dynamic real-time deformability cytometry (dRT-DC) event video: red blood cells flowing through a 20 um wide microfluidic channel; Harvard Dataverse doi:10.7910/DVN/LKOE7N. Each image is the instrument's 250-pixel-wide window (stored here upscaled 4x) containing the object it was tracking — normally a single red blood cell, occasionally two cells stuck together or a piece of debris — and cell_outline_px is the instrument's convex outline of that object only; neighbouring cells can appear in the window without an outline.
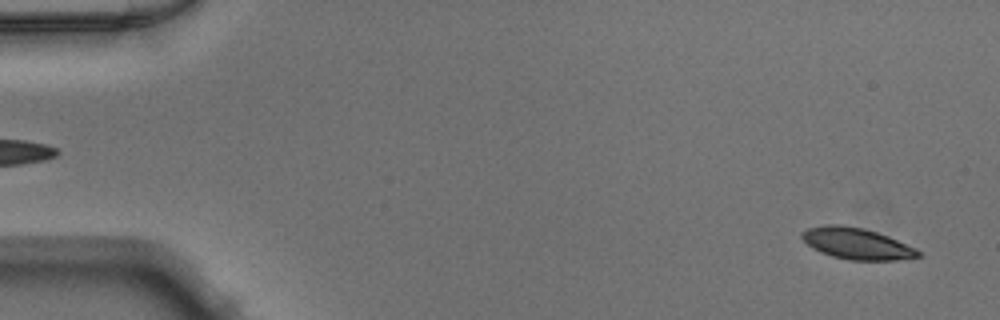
{"species": "Egyptian fruit bat (a non-hibernating species)", "species_latin": "Rousettus aegyptiacus", "temperature_condition": "warm", "stored_images_in_passage": 49, "camera_frame_rate_fps": 3000, "um_per_image_px": 0.085, "animal": {"sex": "male"}, "frame": {"image": 1, "passage_image": 2, "time_ms": 0.333, "image_size_px": [1000, 320], "cell_outline_px": [[924, 256], [896, 260], [848, 260], [832, 256], [812, 248], [800, 236], [800, 232], [808, 228], [824, 224], [840, 224], [864, 228], [888, 236], [916, 248]], "centroid_in_image_um": [72.82, 20.7], "position_along_channel_um": 12.2, "area_um2": 21.33}}
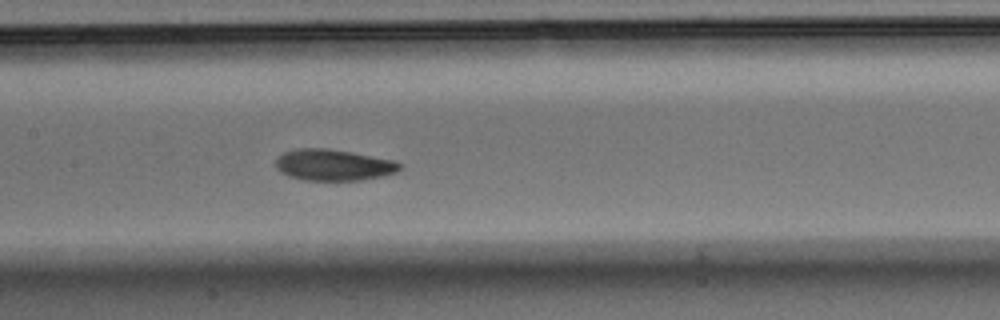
{"frame": {"image": 2, "passage_image": 24, "time_ms": 7.667, "image_size_px": [1000, 320], "cell_outline_px": [[404, 168], [396, 172], [384, 176], [360, 180], [304, 180], [288, 176], [280, 172], [276, 168], [276, 160], [284, 152], [300, 148], [328, 148], [352, 152], [396, 160], [404, 164]], "centroid_in_image_um": [28.41, 14.02], "position_along_channel_um": 179.0, "area_um2": 22.89}}
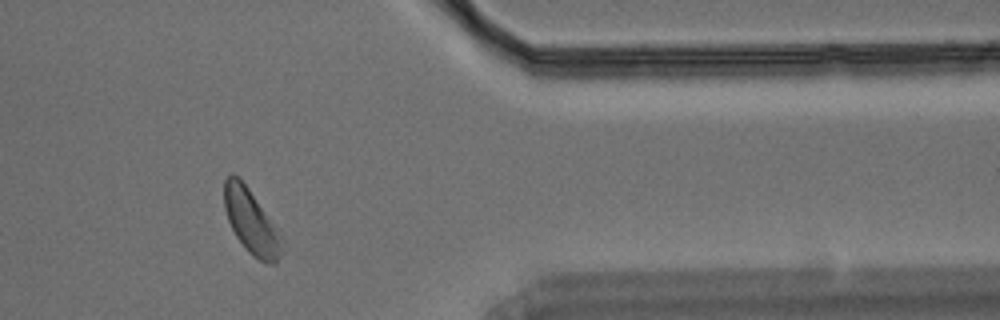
{"frame": {"image": 3, "passage_image": 41, "time_ms": 13.333, "image_size_px": [1000, 320], "cell_outline_px": [[284, 252], [276, 264], [268, 264], [252, 256], [248, 252], [236, 236], [228, 220], [224, 208], [224, 180], [232, 172], [248, 188], [280, 232]], "centroid_in_image_um": [21.37, 18.89], "position_along_channel_um": 390.0, "area_um2": 21.56}}